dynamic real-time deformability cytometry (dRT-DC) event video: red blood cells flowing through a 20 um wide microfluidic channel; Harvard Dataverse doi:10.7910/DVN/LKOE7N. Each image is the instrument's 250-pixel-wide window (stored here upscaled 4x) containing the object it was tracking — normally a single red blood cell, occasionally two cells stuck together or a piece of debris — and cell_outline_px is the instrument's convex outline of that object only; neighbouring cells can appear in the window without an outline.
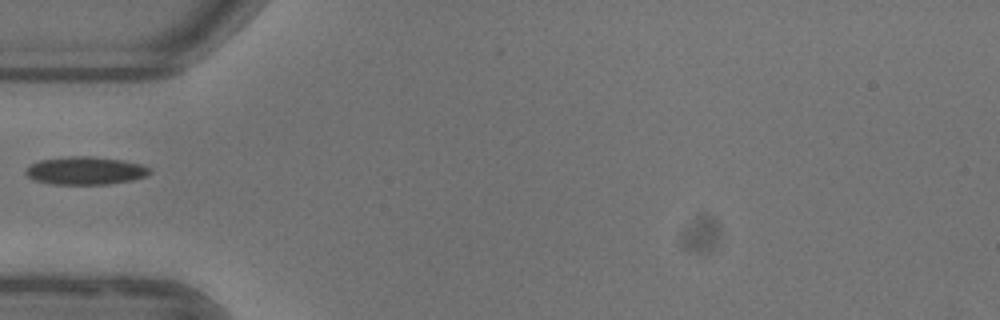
{"species": "common noctule bat (a hibernating species)", "species_latin": "Nyctalus noctula", "temperature_condition": "warm", "stored_images_in_passage": 32, "camera_frame_rate_fps": 3000, "um_per_image_px": 0.085, "animal": {"sex": "female"}, "frame": {"image": 1, "passage_image": 1, "time_ms": 0.0, "image_size_px": [1000, 320], "cell_outline_px": [[152, 172], [148, 176], [132, 180], [108, 184], [52, 184], [36, 180], [28, 176], [24, 172], [32, 164], [40, 160], [68, 156], [92, 156], [120, 160], [140, 164], [152, 168]], "centroid_in_image_um": [7.31, 14.5], "position_along_channel_um": 77.7, "area_um2": 20.11}}